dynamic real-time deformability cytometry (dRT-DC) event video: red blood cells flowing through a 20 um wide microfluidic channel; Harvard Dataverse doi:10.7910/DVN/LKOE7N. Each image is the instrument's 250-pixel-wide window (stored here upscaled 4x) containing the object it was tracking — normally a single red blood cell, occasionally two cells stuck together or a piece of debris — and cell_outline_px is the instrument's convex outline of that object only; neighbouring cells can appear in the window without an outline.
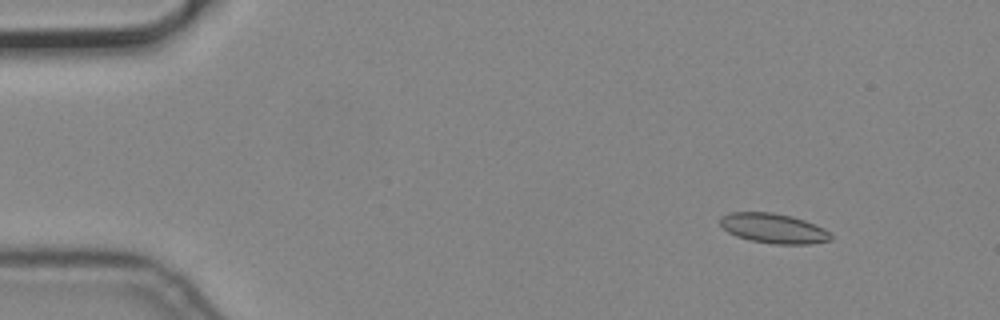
{"species": "common noctule bat (a hibernating species)", "species_latin": "Nyctalus noctula", "temperature_condition": "cold", "stored_images_in_passage": 5, "camera_frame_rate_fps": 3000, "um_per_image_px": 0.085, "animal": {"sex": "male", "body_mass_g": 19.2, "forearm_length_mm": 51.8}, "frame": {"image": 1, "passage_image": 2, "time_ms": 0.333, "image_size_px": [1000, 320], "cell_outline_px": [[832, 240], [812, 244], [772, 244], [752, 240], [736, 236], [728, 232], [720, 224], [720, 216], [728, 212], [772, 212], [792, 216], [804, 220], [824, 228], [832, 236]], "centroid_in_image_um": [65.74, 19.4], "position_along_channel_um": 19.3, "area_um2": 19.31}}
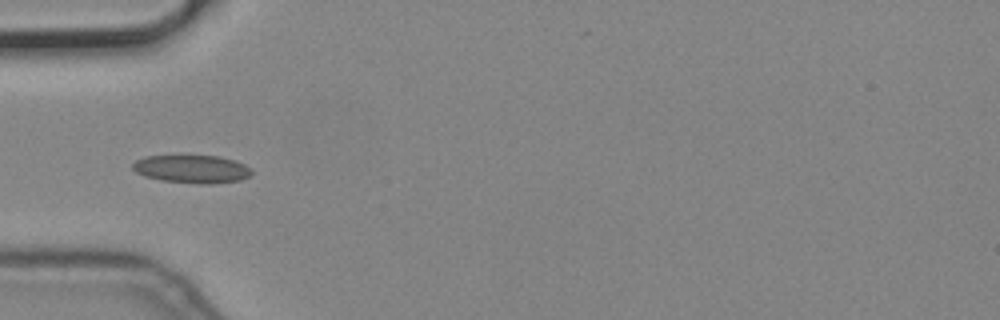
{"frame": {"image": 2, "passage_image": 5, "time_ms": 1.333, "image_size_px": [1000, 320], "cell_outline_px": [[252, 172], [248, 176], [240, 180], [212, 184], [208, 184], [160, 180], [144, 176], [136, 172], [132, 168], [132, 164], [136, 160], [144, 156], [220, 156], [236, 160], [252, 168]], "centroid_in_image_um": [16.32, 14.36], "position_along_channel_um": 68.7, "area_um2": 19.42}}